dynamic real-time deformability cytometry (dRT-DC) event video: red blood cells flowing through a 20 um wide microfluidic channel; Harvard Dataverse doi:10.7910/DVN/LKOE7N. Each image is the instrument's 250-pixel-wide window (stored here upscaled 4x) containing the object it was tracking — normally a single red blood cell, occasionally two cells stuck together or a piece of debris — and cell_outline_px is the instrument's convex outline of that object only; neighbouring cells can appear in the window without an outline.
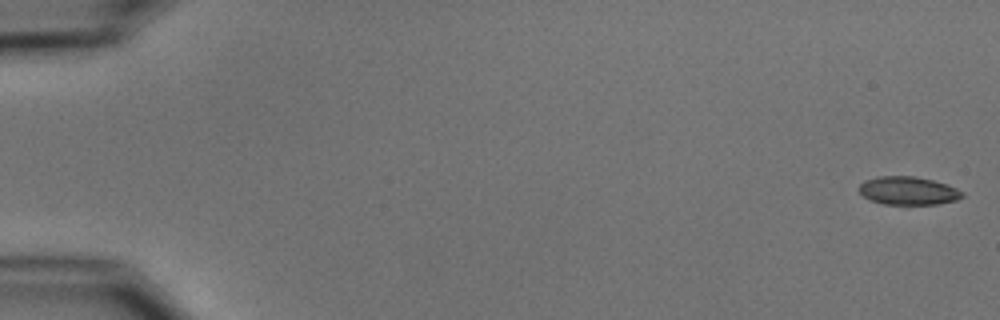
{"species": "common noctule bat (a hibernating species)", "species_latin": "Nyctalus noctula", "temperature_condition": "cold", "stored_images_in_passage": 54, "camera_frame_rate_fps": 3000, "um_per_image_px": 0.085, "animal": {"sex": "male", "body_mass_g": 15.6}, "frame": {"image": 1, "passage_image": 1, "time_ms": 0.0, "image_size_px": [1000, 320], "cell_outline_px": [[964, 196], [956, 200], [936, 204], [884, 204], [872, 200], [864, 196], [860, 192], [860, 184], [864, 180], [880, 176], [912, 176], [932, 180], [948, 184], [964, 192]], "centroid_in_image_um": [77.22, 16.2], "position_along_channel_um": 7.8, "area_um2": 16.82}}
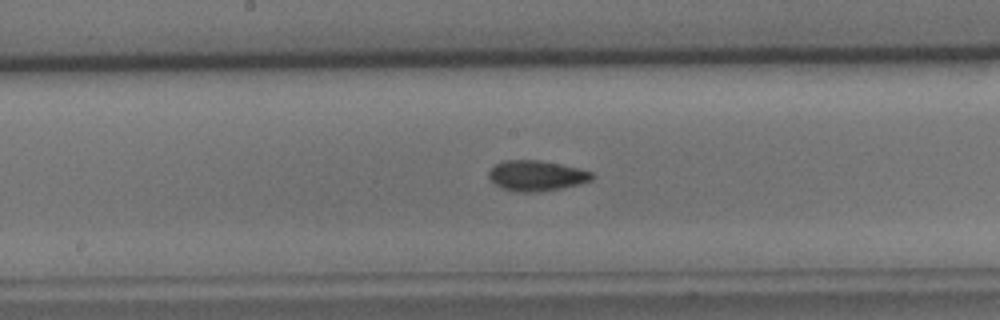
{"frame": {"image": 2, "passage_image": 29, "time_ms": 9.333, "image_size_px": [1000, 320], "cell_outline_px": [[596, 176], [592, 180], [560, 188], [532, 192], [516, 192], [500, 188], [488, 176], [488, 172], [496, 164], [504, 160], [540, 160], [580, 168], [592, 172]], "centroid_in_image_um": [45.6, 14.92], "position_along_channel_um": 202.6, "area_um2": 18.21}}
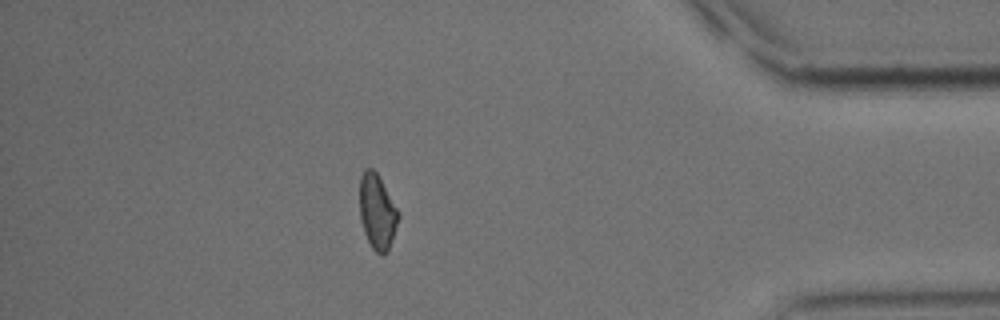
{"frame": {"image": 3, "passage_image": 48, "time_ms": 15.667, "image_size_px": [1000, 320], "cell_outline_px": [[400, 216], [388, 252], [384, 256], [380, 256], [372, 248], [364, 232], [360, 220], [360, 176], [364, 168], [372, 168], [376, 172], [400, 212]], "centroid_in_image_um": [32.07, 18.02], "position_along_channel_um": 403.1, "area_um2": 17.11}, "authors_computed_cell_mechanics": {"area_um2": 17.3689, "velocity_mm_per_s": 3.7341, "shape_relaxation_time_tau1_ms": 3.3796, "shape_relaxation_time_tau2_ms": 3.1245, "deformation_change_tau1": 0.1113, "deformation_change_tau2": 0.0916}}